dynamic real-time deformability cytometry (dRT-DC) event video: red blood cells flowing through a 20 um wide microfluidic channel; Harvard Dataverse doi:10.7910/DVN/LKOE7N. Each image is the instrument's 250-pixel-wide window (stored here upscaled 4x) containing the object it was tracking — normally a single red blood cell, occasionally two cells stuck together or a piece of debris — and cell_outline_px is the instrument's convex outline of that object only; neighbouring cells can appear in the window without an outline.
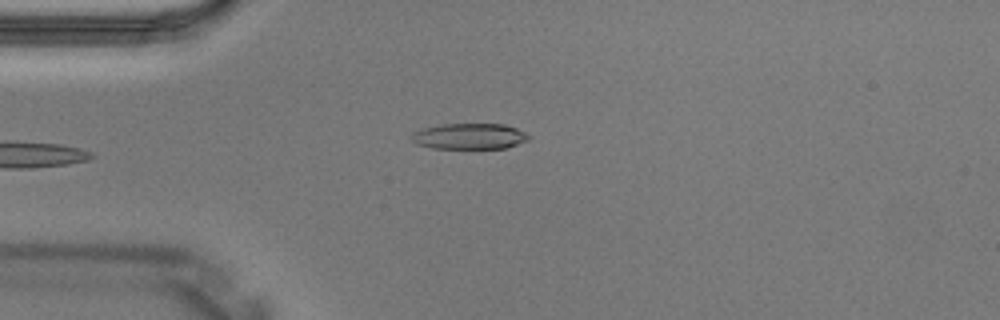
{"species": "Egyptian fruit bat (a non-hibernating species)", "species_latin": "Rousettus aegyptiacus", "temperature_condition": "warm", "stored_images_in_passage": 3, "camera_frame_rate_fps": 3000, "um_per_image_px": 0.085, "animal": {"sex": "male"}, "frame": {"image": 1, "passage_image": 3, "time_ms": 0.667, "image_size_px": [1000, 320], "cell_outline_px": [[532, 136], [528, 140], [508, 148], [432, 148], [416, 144], [412, 140], [412, 132], [420, 128], [440, 124], [504, 124], [516, 128]], "centroid_in_image_um": [39.9, 11.58], "position_along_channel_um": 45.1, "area_um2": 17.8}}